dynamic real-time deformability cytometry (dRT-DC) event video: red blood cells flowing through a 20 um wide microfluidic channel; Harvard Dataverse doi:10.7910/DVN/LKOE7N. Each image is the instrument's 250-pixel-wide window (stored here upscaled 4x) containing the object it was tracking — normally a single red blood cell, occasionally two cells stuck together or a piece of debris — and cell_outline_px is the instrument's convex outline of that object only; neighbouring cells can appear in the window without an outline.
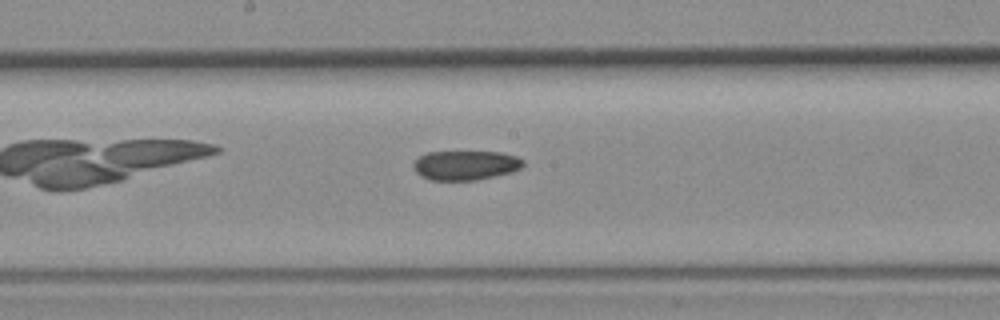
{"species": "common noctule bat (a hibernating species)", "species_latin": "Nyctalus noctula", "temperature_condition": "room temperature", "stored_images_in_passage": 6, "camera_frame_rate_fps": 3000, "um_per_image_px": 0.085, "animal": {"sex": "female", "body_mass_g": 19.3, "forearm_length_mm": 54.1}, "frame": {"image": 1, "passage_image": 6, "time_ms": 1.667, "image_size_px": [1000, 320], "cell_outline_px": [[524, 164], [520, 168], [512, 172], [476, 180], [432, 180], [420, 176], [412, 168], [412, 164], [420, 156], [428, 152], [500, 152], [516, 156], [524, 160]], "centroid_in_image_um": [39.56, 14.05], "position_along_channel_um": 208.6, "area_um2": 18.84}}